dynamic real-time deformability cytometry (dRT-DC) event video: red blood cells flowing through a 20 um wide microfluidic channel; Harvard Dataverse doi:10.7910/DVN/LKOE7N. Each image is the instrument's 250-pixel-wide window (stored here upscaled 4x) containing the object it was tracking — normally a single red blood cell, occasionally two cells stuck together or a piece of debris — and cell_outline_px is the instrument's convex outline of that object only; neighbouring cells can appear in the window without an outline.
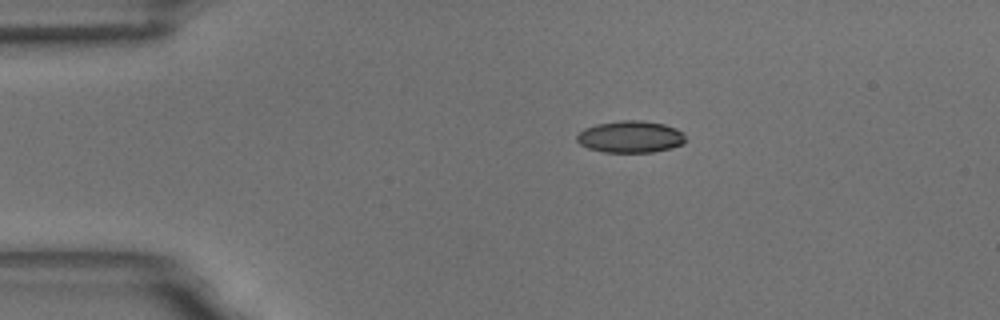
{"species": "common noctule bat (a hibernating species)", "species_latin": "Nyctalus noctula", "temperature_condition": "room temperature", "stored_images_in_passage": 48, "camera_frame_rate_fps": 3000, "um_per_image_px": 0.085, "animal": {"sex": "male", "body_mass_g": 18.8}, "frame": {"image": 1, "passage_image": 1, "time_ms": 0.0, "image_size_px": [1000, 320], "cell_outline_px": [[684, 144], [652, 152], [604, 152], [588, 148], [580, 144], [576, 140], [576, 136], [584, 128], [596, 124], [620, 120], [644, 120], [664, 124], [676, 128], [684, 136]], "centroid_in_image_um": [53.55, 11.61], "position_along_channel_um": 31.4, "area_um2": 20.11}}
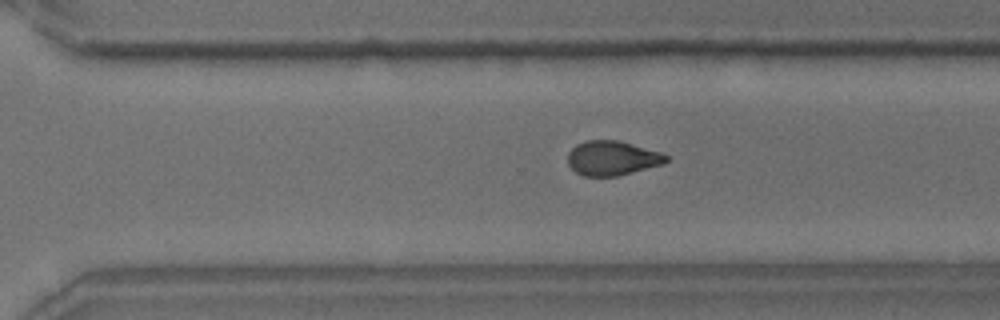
{"frame": {"image": 2, "passage_image": 30, "time_ms": 9.667, "image_size_px": [1000, 320], "cell_outline_px": [[668, 160], [664, 164], [616, 176], [584, 176], [576, 172], [568, 164], [568, 152], [576, 144], [588, 140], [620, 140], [660, 152], [668, 156]], "centroid_in_image_um": [52.04, 13.43], "position_along_channel_um": 318.6, "area_um2": 19.77}}
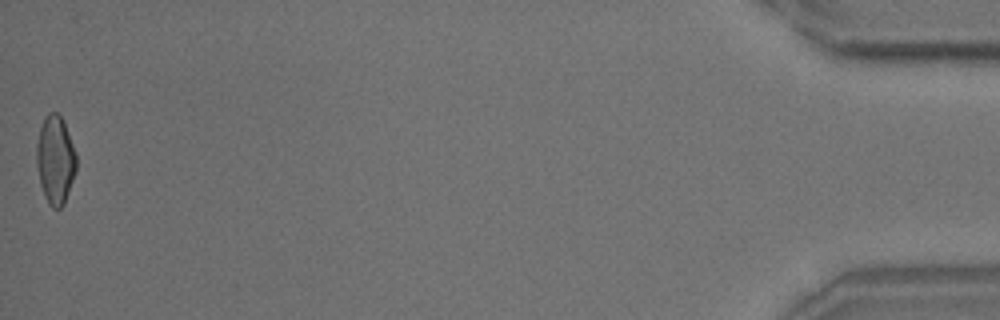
{"frame": {"image": 3, "passage_image": 48, "time_ms": 15.667, "image_size_px": [1000, 320], "cell_outline_px": [[76, 172], [64, 204], [60, 208], [52, 208], [48, 204], [44, 196], [40, 184], [36, 164], [36, 144], [40, 128], [44, 116], [48, 112], [56, 112], [60, 116], [64, 124], [76, 152]], "centroid_in_image_um": [4.69, 13.6], "position_along_channel_um": 430.5, "area_um2": 20.58}, "authors_computed_cell_mechanics": {"area_um2": 20.519, "velocity_mm_per_s": 3.4667, "shape_relaxation_time_tau1_ms": 6.1726, "shape_relaxation_time_tau2_ms": 2.1507, "deformation_change_tau1": 0.1524, "deformation_change_tau2": 0.0796}}